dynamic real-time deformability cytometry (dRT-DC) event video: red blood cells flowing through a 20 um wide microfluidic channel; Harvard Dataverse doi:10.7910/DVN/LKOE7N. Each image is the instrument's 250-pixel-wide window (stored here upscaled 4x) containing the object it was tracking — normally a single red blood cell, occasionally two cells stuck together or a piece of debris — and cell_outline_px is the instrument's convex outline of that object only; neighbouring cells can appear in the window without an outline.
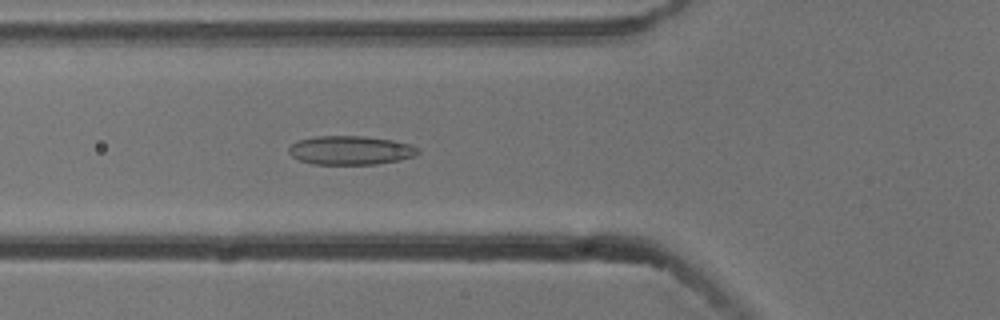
{"species": "common noctule bat (a hibernating species)", "species_latin": "Nyctalus noctula", "temperature_condition": "cold", "stored_images_in_passage": 6, "camera_frame_rate_fps": 3000, "um_per_image_px": 0.085, "animal": {"sex": "male", "body_mass_g": 13.3}, "frame": {"image": 1, "passage_image": 6, "time_ms": 1.667, "image_size_px": [1000, 320], "cell_outline_px": [[420, 152], [416, 156], [400, 160], [376, 164], [312, 164], [300, 160], [292, 156], [288, 152], [288, 148], [292, 144], [300, 140], [316, 136], [364, 136], [392, 140], [412, 144], [420, 148]], "centroid_in_image_um": [29.85, 12.77], "position_along_channel_um": 96.0, "area_um2": 21.85}}